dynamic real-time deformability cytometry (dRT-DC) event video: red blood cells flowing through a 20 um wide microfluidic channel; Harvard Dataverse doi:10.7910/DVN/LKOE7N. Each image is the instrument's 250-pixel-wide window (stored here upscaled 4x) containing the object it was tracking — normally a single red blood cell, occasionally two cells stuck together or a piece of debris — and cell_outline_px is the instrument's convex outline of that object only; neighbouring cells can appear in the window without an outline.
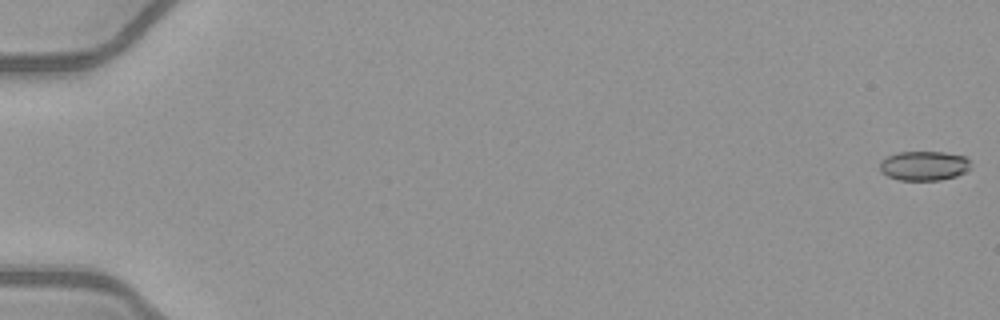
{"species": "common noctule bat (a hibernating species)", "species_latin": "Nyctalus noctula", "temperature_condition": "warm", "stored_images_in_passage": 53, "camera_frame_rate_fps": 3000, "um_per_image_px": 0.085, "animal": {"sex": "female", "body_mass_g": 21.9}, "frame": {"image": 1, "passage_image": 1, "time_ms": 0.0, "image_size_px": [1000, 320], "cell_outline_px": [[968, 172], [956, 176], [940, 180], [900, 180], [888, 176], [880, 172], [880, 160], [896, 152], [944, 152], [964, 156], [968, 160]], "centroid_in_image_um": [78.51, 14.09], "position_along_channel_um": 6.5, "area_um2": 15.61}}
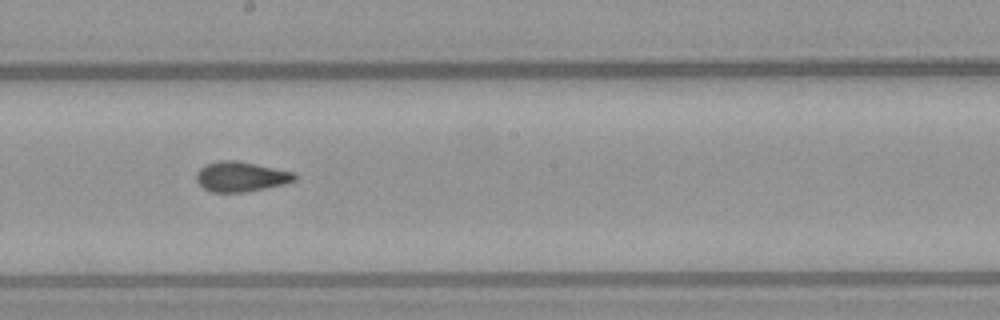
{"frame": {"image": 2, "passage_image": 31, "time_ms": 10.0, "image_size_px": [1000, 320], "cell_outline_px": [[296, 180], [264, 188], [244, 192], [212, 192], [204, 188], [196, 180], [196, 172], [200, 168], [216, 160], [240, 160], [292, 172], [296, 176]], "centroid_in_image_um": [20.43, 15.0], "position_along_channel_um": 227.8, "area_um2": 16.99}}
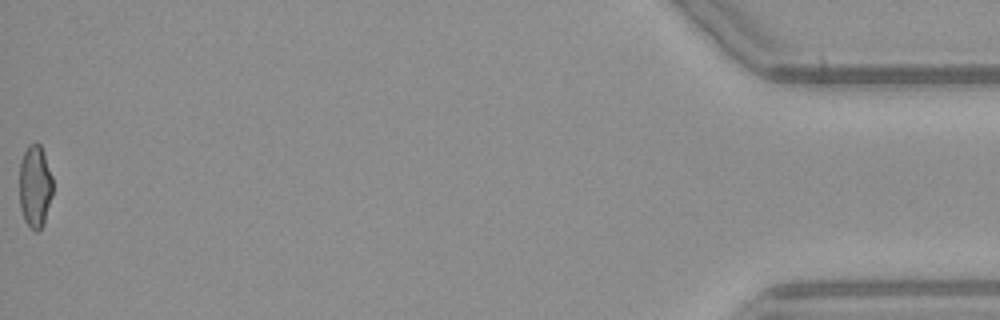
{"frame": {"image": 3, "passage_image": 53, "time_ms": 17.333, "image_size_px": [1000, 320], "cell_outline_px": [[52, 196], [44, 224], [36, 232], [24, 220], [20, 208], [20, 160], [28, 144], [36, 140], [40, 144], [44, 152], [52, 176]], "centroid_in_image_um": [2.98, 15.79], "position_along_channel_um": 432.2, "area_um2": 16.24}, "authors_computed_cell_mechanics": {"area_um2": 16.762, "velocity_mm_per_s": 4.0917, "shape_relaxation_time_tau1_ms": null, "shape_relaxation_time_tau2_ms": 1.4455, "deformation_change_tau1": null, "deformation_change_tau2": 0.0804}}